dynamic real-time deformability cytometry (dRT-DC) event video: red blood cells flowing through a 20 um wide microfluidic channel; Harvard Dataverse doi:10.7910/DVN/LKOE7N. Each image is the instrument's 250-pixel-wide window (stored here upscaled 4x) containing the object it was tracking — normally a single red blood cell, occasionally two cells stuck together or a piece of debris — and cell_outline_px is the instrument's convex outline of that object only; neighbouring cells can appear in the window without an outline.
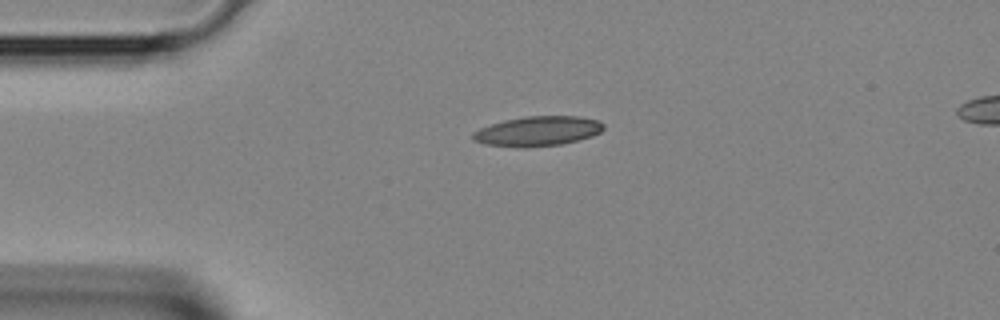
{"species": "Egyptian fruit bat (a non-hibernating species)", "species_latin": "Rousettus aegyptiacus", "temperature_condition": "room temperature", "stored_images_in_passage": 3, "camera_frame_rate_fps": 3000, "um_per_image_px": 0.085, "animal": {"sex": "female"}, "frame": {"image": 1, "passage_image": 1, "time_ms": 0.0, "image_size_px": [1000, 320], "cell_outline_px": [[604, 128], [600, 132], [592, 136], [564, 144], [524, 148], [488, 144], [472, 140], [472, 132], [480, 128], [504, 120], [528, 116], [580, 116], [596, 120], [604, 124]], "centroid_in_image_um": [45.72, 11.15], "position_along_channel_um": 39.3, "area_um2": 22.66}}
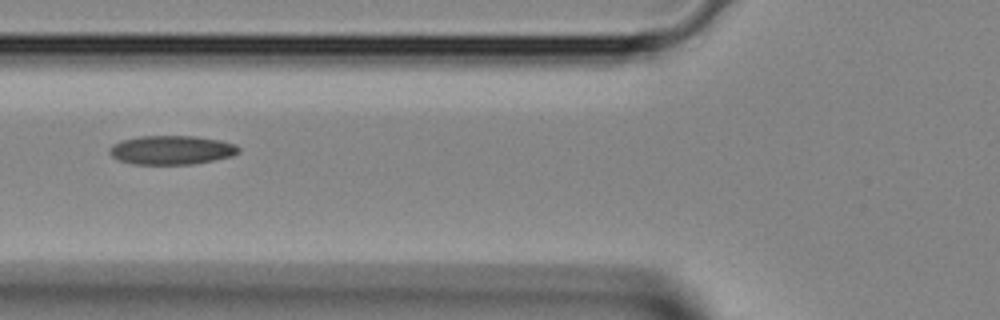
{"frame": {"image": 2, "passage_image": 3, "time_ms": 0.667, "image_size_px": [1000, 320], "cell_outline_px": [[240, 152], [232, 156], [192, 164], [132, 164], [120, 160], [112, 156], [108, 152], [108, 148], [112, 144], [120, 140], [140, 136], [196, 136], [220, 140], [236, 144], [240, 148]], "centroid_in_image_um": [14.57, 12.74], "position_along_channel_um": 111.2, "area_um2": 21.91}}